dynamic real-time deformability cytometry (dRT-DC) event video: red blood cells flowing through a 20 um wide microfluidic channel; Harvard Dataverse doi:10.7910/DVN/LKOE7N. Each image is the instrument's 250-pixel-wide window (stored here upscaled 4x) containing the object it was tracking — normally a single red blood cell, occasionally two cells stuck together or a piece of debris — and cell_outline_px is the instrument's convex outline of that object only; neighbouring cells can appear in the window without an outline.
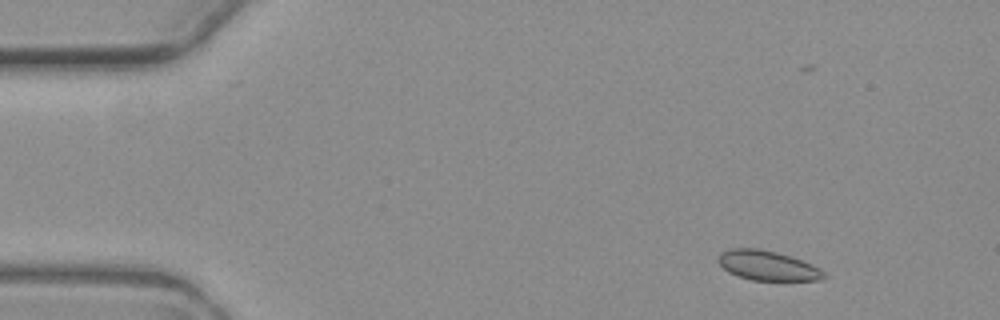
{"species": "common noctule bat (a hibernating species)", "species_latin": "Nyctalus noctula", "temperature_condition": "warm", "stored_images_in_passage": 5, "camera_frame_rate_fps": 3000, "um_per_image_px": 0.085, "animal": {"sex": "female", "body_mass_g": 19.3, "forearm_length_mm": 54.1}, "frame": {"image": 1, "passage_image": 2, "time_ms": 1.333, "image_size_px": [1000, 320], "cell_outline_px": [[828, 276], [820, 280], [752, 280], [728, 272], [720, 264], [720, 252], [732, 248], [760, 248], [792, 256], [812, 264], [820, 268]], "centroid_in_image_um": [65.29, 22.56], "position_along_channel_um": 19.7, "area_um2": 18.21}}
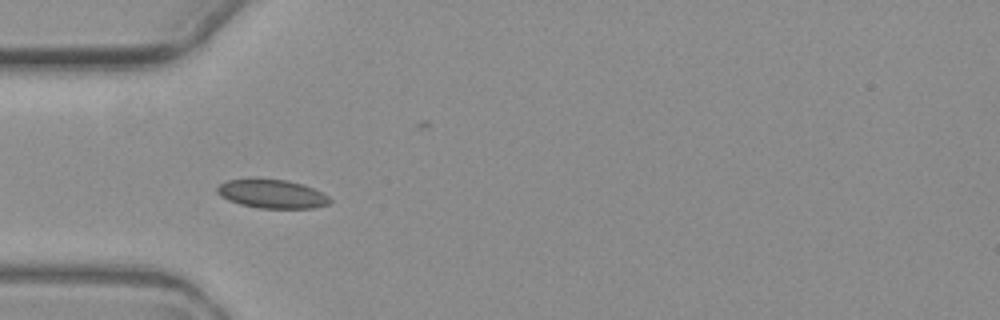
{"frame": {"image": 2, "passage_image": 5, "time_ms": 5.0, "image_size_px": [1000, 320], "cell_outline_px": [[332, 200], [328, 204], [312, 208], [260, 208], [240, 204], [228, 200], [220, 196], [216, 192], [216, 188], [220, 184], [228, 180], [252, 176], [256, 176], [288, 180], [312, 188], [328, 196]], "centroid_in_image_um": [23.05, 16.44], "position_along_channel_um": 62.0, "area_um2": 19.31}}